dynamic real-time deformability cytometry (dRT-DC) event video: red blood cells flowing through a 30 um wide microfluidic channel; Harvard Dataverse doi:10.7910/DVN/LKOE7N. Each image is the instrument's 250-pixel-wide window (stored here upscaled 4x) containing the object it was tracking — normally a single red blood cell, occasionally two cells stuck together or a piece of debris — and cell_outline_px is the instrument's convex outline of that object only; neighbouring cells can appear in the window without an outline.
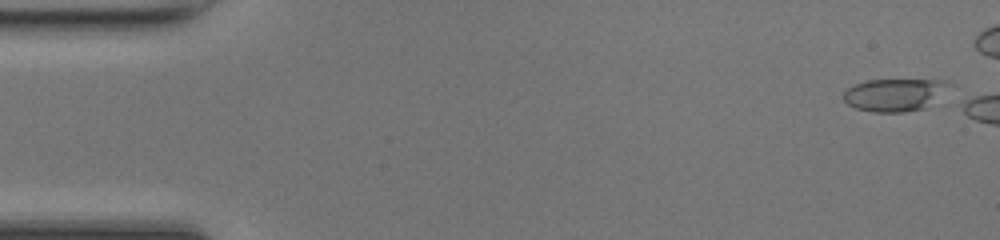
{"species": "common noctule bat (a hibernating species)", "species_latin": "Nyctalus noctula", "temperature_condition": "room temperature", "stored_images_in_passage": 5, "camera_frame_rate_fps": 3000, "um_per_image_px": 0.085, "animal": {"sex": "female", "body_mass_g": 17.0, "forearm_length_mm": 48.0}, "frame": {"image": 1, "passage_image": 2, "time_ms": 0.333, "image_size_px": [1000, 240], "cell_outline_px": [[956, 84], [924, 108], [904, 112], [872, 112], [856, 108], [848, 104], [844, 100], [844, 92], [848, 88], [856, 84], [868, 80], [948, 80]], "centroid_in_image_um": [76.11, 8.04], "position_along_channel_um": 8.9, "area_um2": 20.11}}